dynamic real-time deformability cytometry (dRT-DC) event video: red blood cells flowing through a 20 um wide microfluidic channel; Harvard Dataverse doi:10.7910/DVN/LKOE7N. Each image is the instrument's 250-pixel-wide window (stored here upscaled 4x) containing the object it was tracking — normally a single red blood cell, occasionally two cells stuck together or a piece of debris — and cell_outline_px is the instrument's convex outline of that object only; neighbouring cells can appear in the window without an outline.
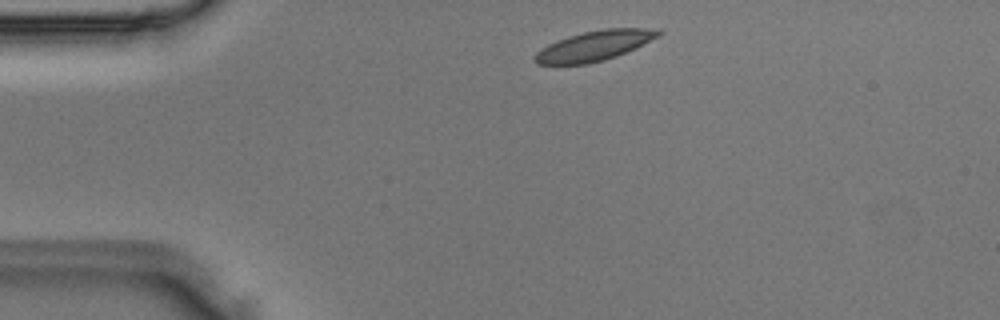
{"species": "Egyptian fruit bat (a non-hibernating species)", "species_latin": "Rousettus aegyptiacus", "temperature_condition": "room temperature", "stored_images_in_passage": 41, "camera_frame_rate_fps": 3000, "um_per_image_px": 0.085, "animal": {"sex": "male"}, "frame": {"image": 1, "passage_image": 2, "time_ms": 0.333, "image_size_px": [1000, 320], "cell_outline_px": [[664, 32], [660, 36], [616, 56], [604, 60], [588, 64], [536, 64], [532, 60], [536, 52], [548, 44], [556, 40], [568, 36], [584, 32], [604, 28], [660, 28]], "centroid_in_image_um": [50.52, 3.88], "position_along_channel_um": 34.5, "area_um2": 21.68}}
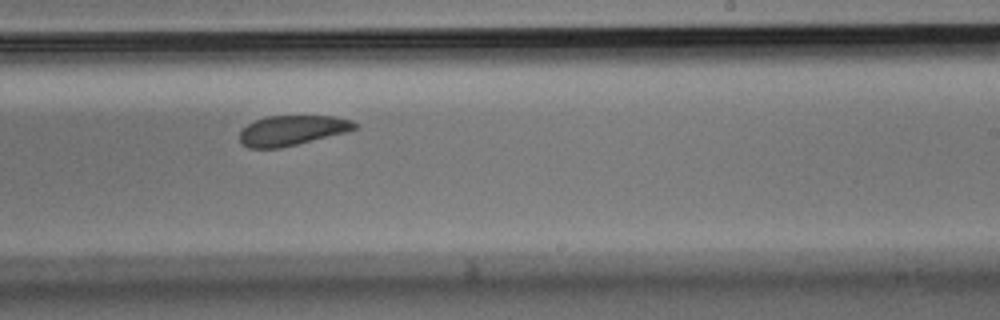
{"frame": {"image": 2, "passage_image": 22, "time_ms": 7.0, "image_size_px": [1000, 320], "cell_outline_px": [[356, 128], [348, 132], [280, 148], [248, 148], [240, 140], [240, 132], [248, 124], [256, 120], [268, 116], [332, 116], [352, 120], [356, 124]], "centroid_in_image_um": [24.84, 11.08], "position_along_channel_um": 264.2, "area_um2": 19.94}}
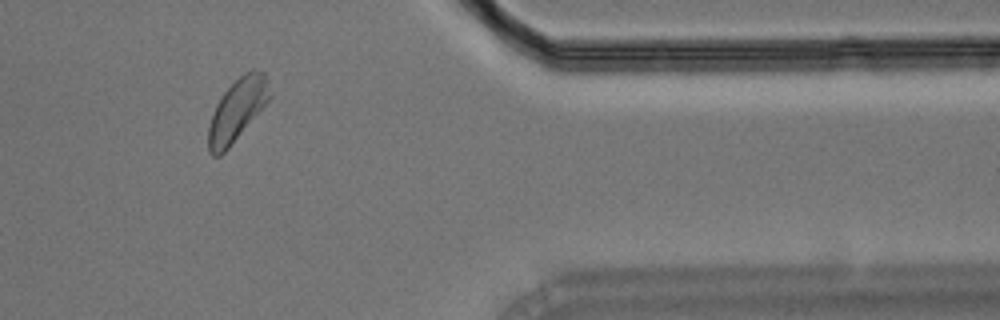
{"frame": {"image": 3, "passage_image": 33, "time_ms": 10.667, "image_size_px": [1000, 320], "cell_outline_px": [[272, 96], [228, 148], [220, 156], [212, 156], [208, 152], [208, 128], [216, 104], [224, 92], [244, 72], [252, 68], [264, 72], [268, 80]], "centroid_in_image_um": [20.17, 9.32], "position_along_channel_um": 391.2, "area_um2": 21.96}}